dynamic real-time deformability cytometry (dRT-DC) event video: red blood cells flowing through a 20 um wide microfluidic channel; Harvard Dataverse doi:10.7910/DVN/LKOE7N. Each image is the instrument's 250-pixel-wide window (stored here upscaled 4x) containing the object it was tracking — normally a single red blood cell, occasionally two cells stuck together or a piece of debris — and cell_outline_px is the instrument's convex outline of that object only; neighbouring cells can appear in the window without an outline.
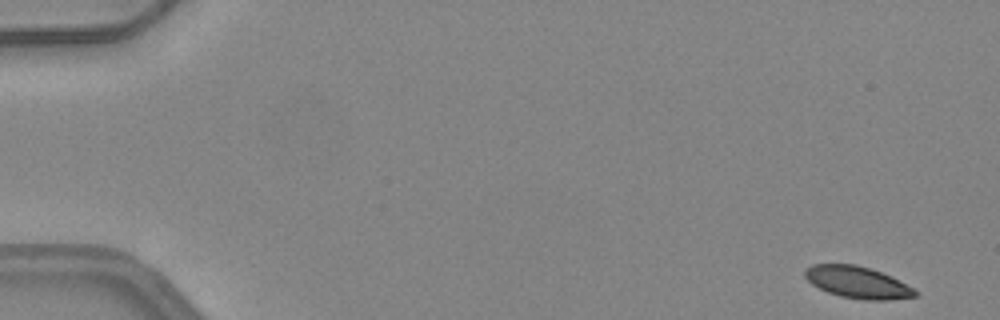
{"species": "common noctule bat (a hibernating species)", "species_latin": "Nyctalus noctula", "temperature_condition": "warm", "stored_images_in_passage": 49, "camera_frame_rate_fps": 3000, "um_per_image_px": 0.085, "animal": {"sex": "female", "body_mass_g": 24.6, "forearm_length_mm": 56.2}, "frame": {"image": 1, "passage_image": 1, "time_ms": 0.0, "image_size_px": [1000, 320], "cell_outline_px": [[920, 292], [916, 296], [884, 300], [864, 300], [840, 296], [828, 292], [812, 284], [804, 276], [804, 272], [812, 264], [856, 264], [892, 276]], "centroid_in_image_um": [72.9, 24.0], "position_along_channel_um": 12.1, "area_um2": 20.29}}
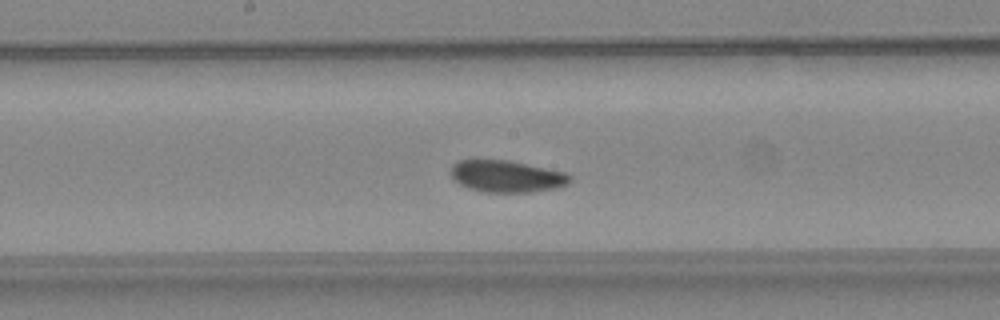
{"frame": {"image": 2, "passage_image": 26, "time_ms": 8.333, "image_size_px": [1000, 320], "cell_outline_px": [[572, 180], [568, 184], [556, 188], [532, 192], [484, 192], [468, 188], [460, 184], [452, 176], [452, 164], [460, 160], [476, 156], [508, 160], [564, 172], [572, 176]], "centroid_in_image_um": [43.03, 14.95], "position_along_channel_um": 205.2, "area_um2": 22.66}}
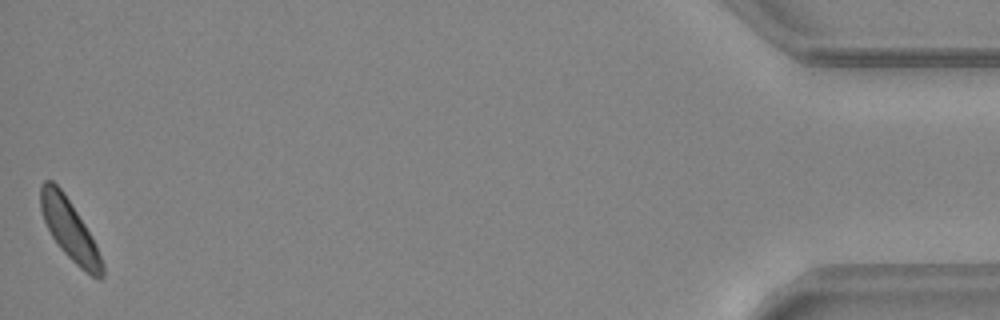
{"frame": {"image": 3, "passage_image": 49, "time_ms": 16.0, "image_size_px": [1000, 320], "cell_outline_px": [[104, 276], [100, 280], [96, 280], [80, 268], [60, 248], [52, 236], [44, 220], [40, 208], [40, 184], [44, 180], [52, 180], [60, 188], [92, 236], [96, 244], [104, 264]], "centroid_in_image_um": [5.93, 19.57], "position_along_channel_um": 429.3, "area_um2": 21.5}, "authors_computed_cell_mechanics": {"area_um2": 21.7906, "velocity_mm_per_s": 4.1285, "shape_relaxation_time_tau1_ms": 2.4359, "shape_relaxation_time_tau2_ms": null, "deformation_change_tau1": 0.074, "deformation_change_tau2": null}}